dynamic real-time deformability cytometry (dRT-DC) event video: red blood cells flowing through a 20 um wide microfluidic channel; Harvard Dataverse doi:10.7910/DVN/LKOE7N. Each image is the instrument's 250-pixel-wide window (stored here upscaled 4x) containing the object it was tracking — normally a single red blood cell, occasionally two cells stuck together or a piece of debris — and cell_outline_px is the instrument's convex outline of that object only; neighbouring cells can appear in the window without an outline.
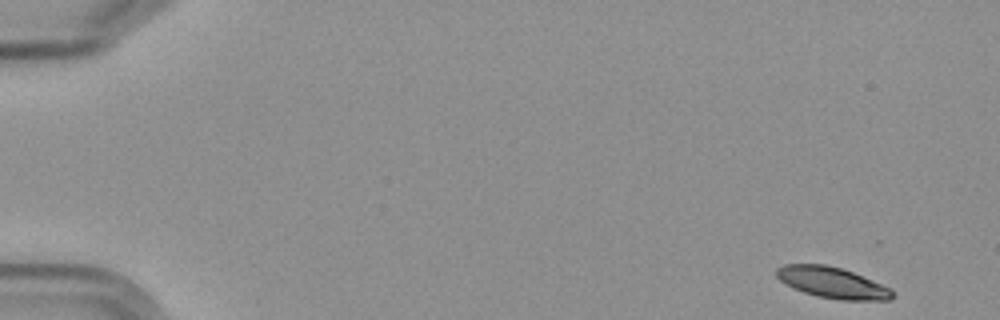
{"species": "Egyptian fruit bat (a non-hibernating species)", "species_latin": "Rousettus aegyptiacus", "temperature_condition": "cold", "stored_images_in_passage": 5, "camera_frame_rate_fps": 3000, "um_per_image_px": 0.085, "frame": {"image": 1, "passage_image": 1, "time_ms": 0.0, "image_size_px": [1000, 320], "cell_outline_px": [[892, 296], [888, 300], [840, 300], [816, 296], [792, 288], [780, 280], [776, 276], [776, 268], [784, 264], [824, 264], [840, 268], [852, 272], [892, 288]], "centroid_in_image_um": [70.71, 24.02], "position_along_channel_um": 14.3, "area_um2": 20.87}}
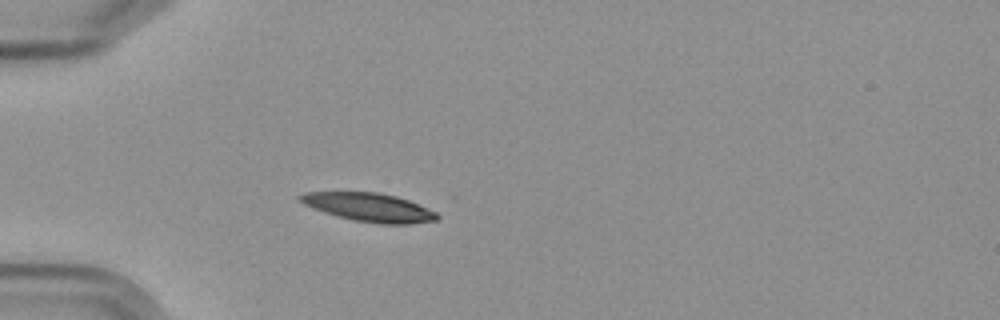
{"frame": {"image": 2, "passage_image": 4, "time_ms": 4.667, "image_size_px": [1000, 320], "cell_outline_px": [[440, 216], [436, 220], [412, 224], [380, 224], [352, 220], [336, 216], [312, 208], [296, 200], [296, 196], [304, 192], [380, 192], [396, 196], [408, 200], [436, 212]], "centroid_in_image_um": [31.32, 17.62], "position_along_channel_um": 53.7, "area_um2": 22.95}}